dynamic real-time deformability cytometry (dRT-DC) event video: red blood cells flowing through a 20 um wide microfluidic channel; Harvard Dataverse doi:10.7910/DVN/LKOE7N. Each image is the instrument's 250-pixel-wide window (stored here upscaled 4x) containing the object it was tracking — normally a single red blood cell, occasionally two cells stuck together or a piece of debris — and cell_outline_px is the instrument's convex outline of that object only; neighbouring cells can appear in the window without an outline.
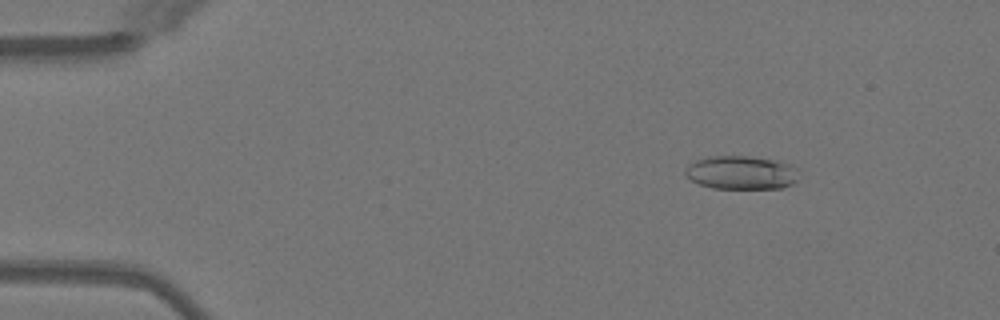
{"species": "Egyptian fruit bat (a non-hibernating species)", "species_latin": "Rousettus aegyptiacus", "temperature_condition": "warm", "stored_images_in_passage": 51, "camera_frame_rate_fps": 3000, "um_per_image_px": 0.085, "animal": {"sex": "female"}, "frame": {"image": 1, "passage_image": 7, "time_ms": 2.0, "image_size_px": [1000, 320], "cell_outline_px": [[800, 168], [796, 180], [792, 184], [780, 188], [712, 188], [700, 184], [684, 176], [684, 172], [688, 164], [696, 160], [712, 156], [748, 156], [772, 160], [792, 164]], "centroid_in_image_um": [63.02, 14.67], "position_along_channel_um": 22.0, "area_um2": 22.25}}
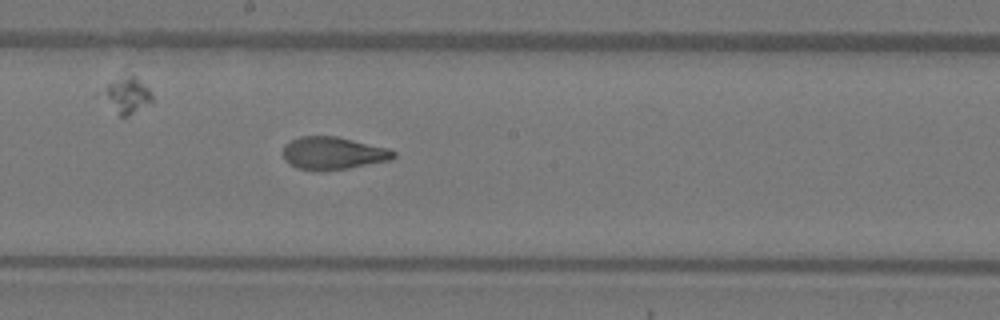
{"frame": {"image": 2, "passage_image": 28, "time_ms": 9.0, "image_size_px": [1000, 320], "cell_outline_px": [[396, 156], [392, 160], [348, 168], [320, 172], [316, 172], [296, 168], [288, 164], [284, 160], [284, 144], [300, 136], [336, 136], [388, 148], [396, 152]], "centroid_in_image_um": [28.3, 13.04], "position_along_channel_um": 219.9, "area_um2": 21.33}}
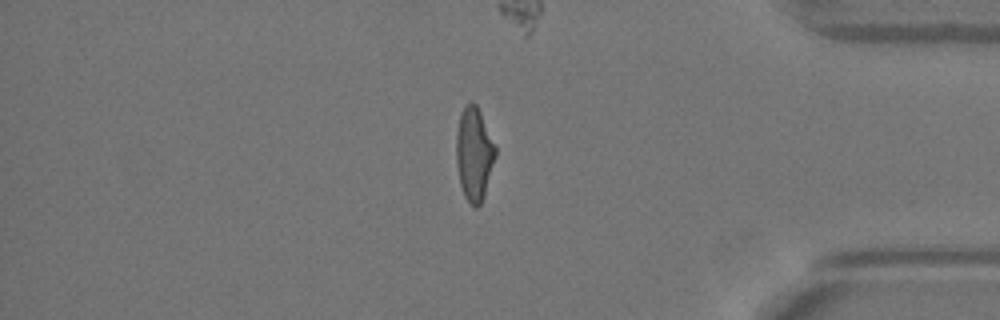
{"frame": {"image": 3, "passage_image": 43, "time_ms": 14.0, "image_size_px": [1000, 320], "cell_outline_px": [[496, 156], [484, 196], [480, 204], [476, 208], [472, 208], [464, 196], [460, 184], [456, 164], [456, 132], [460, 112], [472, 100], [476, 104], [496, 144]], "centroid_in_image_um": [40.3, 13.1], "position_along_channel_um": 394.9, "area_um2": 21.62}}